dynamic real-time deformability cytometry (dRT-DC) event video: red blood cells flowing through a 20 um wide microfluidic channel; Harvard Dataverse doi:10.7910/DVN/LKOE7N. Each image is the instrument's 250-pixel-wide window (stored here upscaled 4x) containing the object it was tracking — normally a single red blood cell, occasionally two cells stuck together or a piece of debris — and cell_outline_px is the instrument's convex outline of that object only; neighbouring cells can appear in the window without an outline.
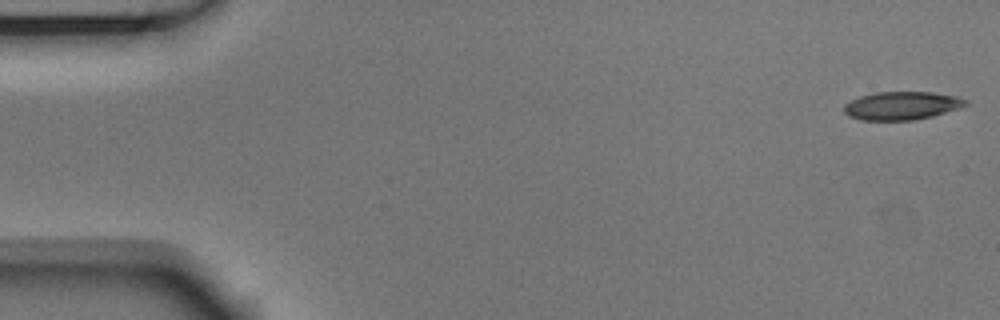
{"species": "Egyptian fruit bat (a non-hibernating species)", "species_latin": "Rousettus aegyptiacus", "temperature_condition": "room temperature", "stored_images_in_passage": 53, "camera_frame_rate_fps": 3000, "um_per_image_px": 0.085, "animal": {"sex": "male"}, "frame": {"image": 1, "passage_image": 1, "time_ms": 0.0, "image_size_px": [1000, 320], "cell_outline_px": [[968, 104], [932, 116], [916, 120], [860, 120], [848, 116], [844, 112], [844, 104], [860, 96], [872, 92], [932, 92], [956, 96], [968, 100]], "centroid_in_image_um": [76.61, 8.98], "position_along_channel_um": 8.4, "area_um2": 19.94}}
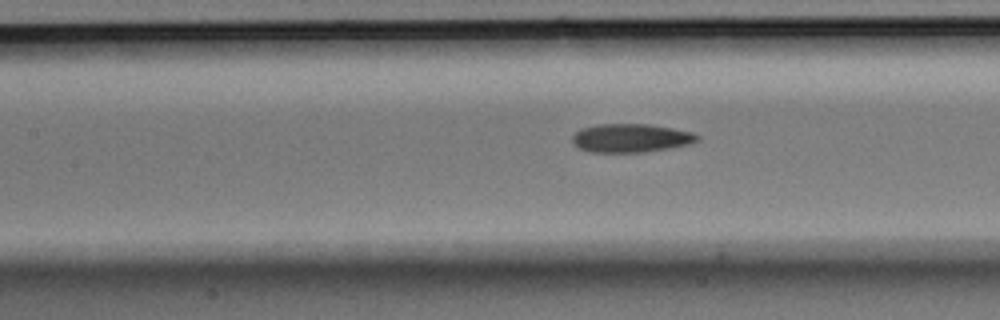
{"frame": {"image": 2, "passage_image": 23, "time_ms": 7.333, "image_size_px": [1000, 320], "cell_outline_px": [[700, 140], [688, 144], [668, 148], [644, 152], [592, 152], [580, 148], [572, 140], [572, 136], [580, 128], [600, 124], [648, 124], [672, 128], [692, 132], [700, 136]], "centroid_in_image_um": [53.64, 11.73], "position_along_channel_um": 153.8, "area_um2": 20.63}}
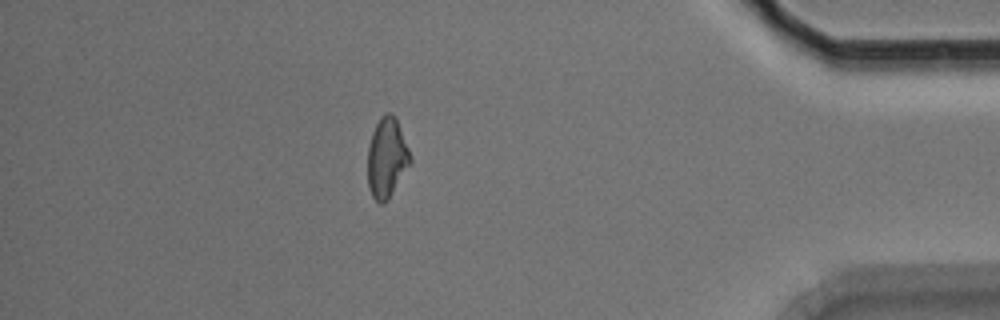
{"frame": {"image": 3, "passage_image": 46, "time_ms": 15.0, "image_size_px": [1000, 320], "cell_outline_px": [[412, 160], [388, 200], [384, 204], [380, 204], [372, 196], [368, 188], [368, 148], [372, 132], [380, 116], [384, 112], [392, 112], [396, 116], [408, 148]], "centroid_in_image_um": [32.87, 13.39], "position_along_channel_um": 402.3, "area_um2": 19.88}, "authors_computed_cell_mechanics": {"area_um2": 20.4612, "velocity_mm_per_s": 3.786, "shape_relaxation_time_tau1_ms": null, "shape_relaxation_time_tau2_ms": 7.4745, "deformation_change_tau1": null, "deformation_change_tau2": 0.1588}}